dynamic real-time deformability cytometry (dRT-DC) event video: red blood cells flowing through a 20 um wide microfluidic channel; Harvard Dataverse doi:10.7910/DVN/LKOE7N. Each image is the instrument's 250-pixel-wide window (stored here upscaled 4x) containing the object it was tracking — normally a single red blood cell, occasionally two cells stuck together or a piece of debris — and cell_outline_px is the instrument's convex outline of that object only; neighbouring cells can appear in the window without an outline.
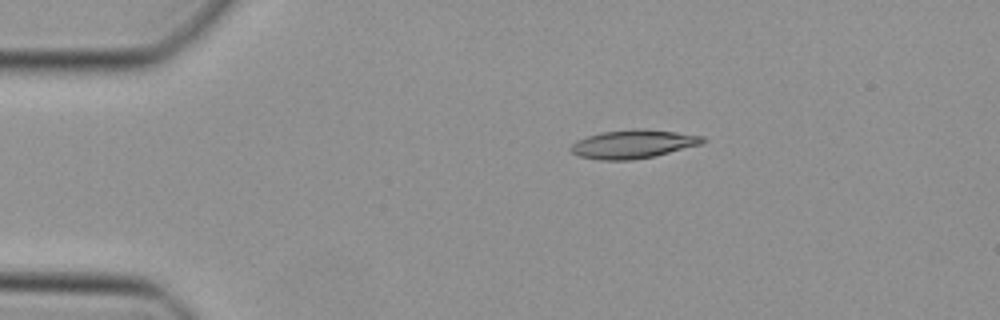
{"species": "Egyptian fruit bat (a non-hibernating species)", "species_latin": "Rousettus aegyptiacus", "temperature_condition": "cold", "stored_images_in_passage": 39, "camera_frame_rate_fps": 3000, "um_per_image_px": 0.085, "animal": {"sex": "female"}, "frame": {"image": 1, "passage_image": 1, "time_ms": 0.0, "image_size_px": [1000, 320], "cell_outline_px": [[708, 140], [700, 144], [652, 156], [632, 160], [600, 160], [580, 156], [572, 152], [572, 144], [576, 140], [588, 136], [604, 132], [636, 128], [676, 132], [704, 136]], "centroid_in_image_um": [53.82, 12.24], "position_along_channel_um": 31.2, "area_um2": 21.5}}
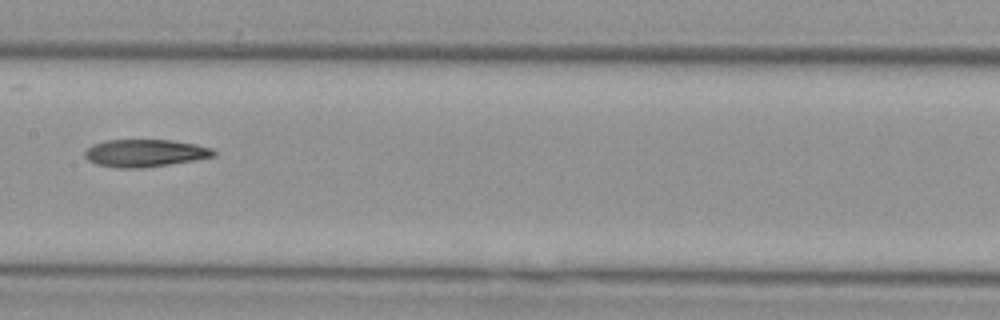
{"frame": {"image": 2, "passage_image": 16, "time_ms": 5.0, "image_size_px": [1000, 320], "cell_outline_px": [[216, 156], [196, 160], [140, 168], [120, 168], [96, 164], [88, 160], [84, 156], [84, 152], [92, 144], [104, 140], [172, 140], [196, 144], [212, 148], [216, 152]], "centroid_in_image_um": [12.33, 13.0], "position_along_channel_um": 195.1, "area_um2": 20.69}}
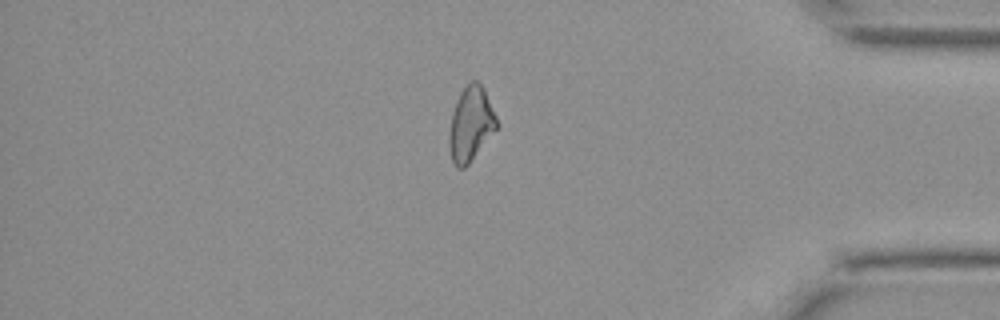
{"frame": {"image": 3, "passage_image": 32, "time_ms": 10.333, "image_size_px": [1000, 320], "cell_outline_px": [[496, 128], [468, 164], [464, 168], [456, 168], [452, 160], [448, 144], [448, 136], [452, 112], [456, 100], [460, 92], [472, 80], [476, 80], [484, 88], [496, 116]], "centroid_in_image_um": [39.97, 10.53], "position_along_channel_um": 395.2, "area_um2": 20.29}}